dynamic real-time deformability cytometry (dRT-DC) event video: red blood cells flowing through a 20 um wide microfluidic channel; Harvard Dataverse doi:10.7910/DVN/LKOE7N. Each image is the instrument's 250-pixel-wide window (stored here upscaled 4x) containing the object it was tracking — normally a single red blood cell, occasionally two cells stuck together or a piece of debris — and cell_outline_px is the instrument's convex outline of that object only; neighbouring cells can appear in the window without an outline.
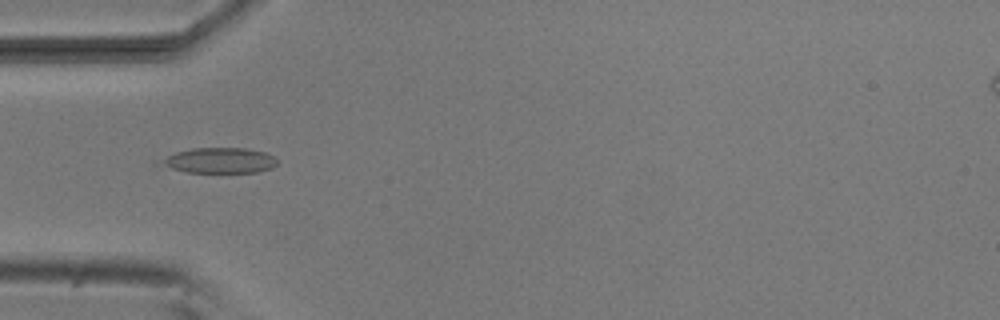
{"species": "common noctule bat (a hibernating species)", "species_latin": "Nyctalus noctula", "temperature_condition": "room temperature", "stored_images_in_passage": 40, "camera_frame_rate_fps": 3000, "um_per_image_px": 0.085, "animal": {"sex": "male", "body_mass_g": 20.5, "forearm_length_mm": 52.5}, "frame": {"image": 1, "passage_image": 11, "time_ms": 3.333, "image_size_px": [1000, 320], "cell_outline_px": [[276, 164], [272, 168], [256, 172], [188, 172], [152, 164], [176, 152], [192, 148], [248, 148], [264, 152], [272, 156], [276, 160]], "centroid_in_image_um": [18.59, 13.64], "position_along_channel_um": 66.4, "area_um2": 17.22}}
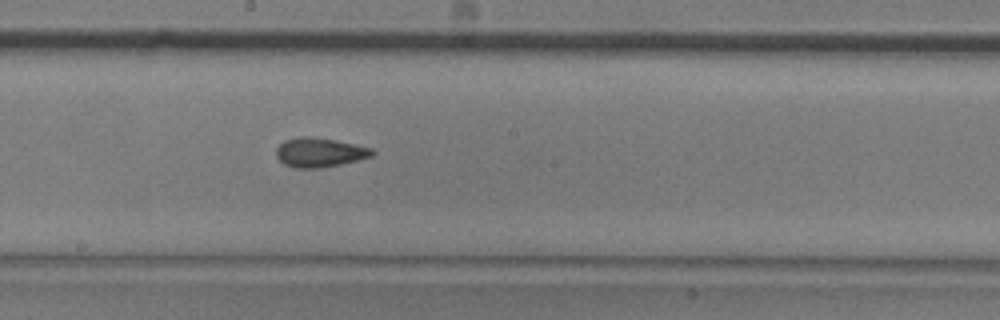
{"frame": {"image": 2, "passage_image": 23, "time_ms": 7.333, "image_size_px": [1000, 320], "cell_outline_px": [[376, 152], [372, 156], [340, 164], [320, 168], [296, 168], [284, 164], [276, 156], [276, 148], [284, 140], [304, 136], [308, 136], [336, 140], [372, 148]], "centroid_in_image_um": [27.16, 12.95], "position_along_channel_um": 221.0, "area_um2": 16.3}}
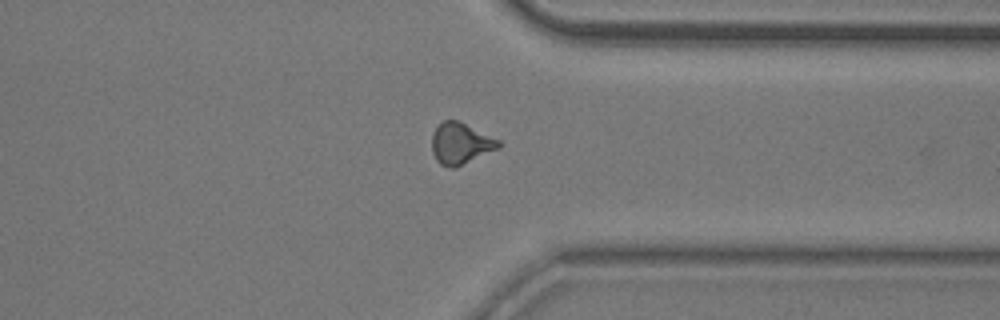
{"frame": {"image": 3, "passage_image": 35, "time_ms": 11.333, "image_size_px": [1000, 320], "cell_outline_px": [[504, 144], [500, 148], [456, 168], [452, 168], [440, 164], [436, 160], [432, 152], [432, 136], [436, 128], [444, 120], [460, 120], [500, 140]], "centroid_in_image_um": [39.2, 12.2], "position_along_channel_um": 372.2, "area_um2": 16.36}, "authors_computed_cell_mechanics": {"area_um2": 16.0395, "velocity_mm_per_s": 3.8513, "shape_relaxation_time_tau1_ms": 8.8917, "shape_relaxation_time_tau2_ms": 2.1806, "deformation_change_tau1": 0.1703, "deformation_change_tau2": 0.0903}}